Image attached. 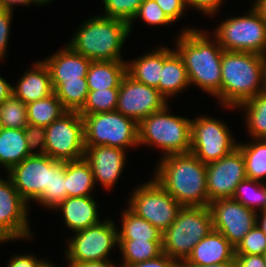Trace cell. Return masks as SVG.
Wrapping results in <instances>:
<instances>
[{
	"label": "cell",
	"instance_id": "cell-1",
	"mask_svg": "<svg viewBox=\"0 0 266 267\" xmlns=\"http://www.w3.org/2000/svg\"><path fill=\"white\" fill-rule=\"evenodd\" d=\"M180 33V34H179ZM174 47L182 58L190 85L214 96L221 106V59L224 49L208 30L184 27Z\"/></svg>",
	"mask_w": 266,
	"mask_h": 267
},
{
	"label": "cell",
	"instance_id": "cell-2",
	"mask_svg": "<svg viewBox=\"0 0 266 267\" xmlns=\"http://www.w3.org/2000/svg\"><path fill=\"white\" fill-rule=\"evenodd\" d=\"M153 178L182 206L209 205L206 164L191 152L160 158Z\"/></svg>",
	"mask_w": 266,
	"mask_h": 267
},
{
	"label": "cell",
	"instance_id": "cell-3",
	"mask_svg": "<svg viewBox=\"0 0 266 267\" xmlns=\"http://www.w3.org/2000/svg\"><path fill=\"white\" fill-rule=\"evenodd\" d=\"M266 91V56L226 51L221 59V107L236 109Z\"/></svg>",
	"mask_w": 266,
	"mask_h": 267
},
{
	"label": "cell",
	"instance_id": "cell-4",
	"mask_svg": "<svg viewBox=\"0 0 266 267\" xmlns=\"http://www.w3.org/2000/svg\"><path fill=\"white\" fill-rule=\"evenodd\" d=\"M66 43L91 61H127L122 49L130 36L129 24L103 15L86 19Z\"/></svg>",
	"mask_w": 266,
	"mask_h": 267
},
{
	"label": "cell",
	"instance_id": "cell-5",
	"mask_svg": "<svg viewBox=\"0 0 266 267\" xmlns=\"http://www.w3.org/2000/svg\"><path fill=\"white\" fill-rule=\"evenodd\" d=\"M170 105L154 112L138 123V143L160 149V158L189 153L191 149V118L170 113Z\"/></svg>",
	"mask_w": 266,
	"mask_h": 267
},
{
	"label": "cell",
	"instance_id": "cell-6",
	"mask_svg": "<svg viewBox=\"0 0 266 267\" xmlns=\"http://www.w3.org/2000/svg\"><path fill=\"white\" fill-rule=\"evenodd\" d=\"M213 230L208 206L182 207L176 220L162 234L163 253L184 263L194 246Z\"/></svg>",
	"mask_w": 266,
	"mask_h": 267
},
{
	"label": "cell",
	"instance_id": "cell-7",
	"mask_svg": "<svg viewBox=\"0 0 266 267\" xmlns=\"http://www.w3.org/2000/svg\"><path fill=\"white\" fill-rule=\"evenodd\" d=\"M212 29L211 34L224 50L266 56V23L252 5L244 15L226 18Z\"/></svg>",
	"mask_w": 266,
	"mask_h": 267
},
{
	"label": "cell",
	"instance_id": "cell-8",
	"mask_svg": "<svg viewBox=\"0 0 266 267\" xmlns=\"http://www.w3.org/2000/svg\"><path fill=\"white\" fill-rule=\"evenodd\" d=\"M85 146L106 145L128 150L138 143V123L118 111L82 116Z\"/></svg>",
	"mask_w": 266,
	"mask_h": 267
},
{
	"label": "cell",
	"instance_id": "cell-9",
	"mask_svg": "<svg viewBox=\"0 0 266 267\" xmlns=\"http://www.w3.org/2000/svg\"><path fill=\"white\" fill-rule=\"evenodd\" d=\"M136 187L126 207L163 234L176 220L182 206L153 177Z\"/></svg>",
	"mask_w": 266,
	"mask_h": 267
},
{
	"label": "cell",
	"instance_id": "cell-10",
	"mask_svg": "<svg viewBox=\"0 0 266 267\" xmlns=\"http://www.w3.org/2000/svg\"><path fill=\"white\" fill-rule=\"evenodd\" d=\"M112 218L99 224L74 232L68 238L65 249L66 262H89L110 260L111 250H117L118 227Z\"/></svg>",
	"mask_w": 266,
	"mask_h": 267
},
{
	"label": "cell",
	"instance_id": "cell-11",
	"mask_svg": "<svg viewBox=\"0 0 266 267\" xmlns=\"http://www.w3.org/2000/svg\"><path fill=\"white\" fill-rule=\"evenodd\" d=\"M236 141L224 120L205 114L191 120L190 152L206 165L232 152L238 146Z\"/></svg>",
	"mask_w": 266,
	"mask_h": 267
},
{
	"label": "cell",
	"instance_id": "cell-12",
	"mask_svg": "<svg viewBox=\"0 0 266 267\" xmlns=\"http://www.w3.org/2000/svg\"><path fill=\"white\" fill-rule=\"evenodd\" d=\"M84 122L77 111H66L46 127L45 154L56 161L84 158Z\"/></svg>",
	"mask_w": 266,
	"mask_h": 267
},
{
	"label": "cell",
	"instance_id": "cell-13",
	"mask_svg": "<svg viewBox=\"0 0 266 267\" xmlns=\"http://www.w3.org/2000/svg\"><path fill=\"white\" fill-rule=\"evenodd\" d=\"M4 178L0 177V244L32 240L34 232L29 226V204L11 179L7 175Z\"/></svg>",
	"mask_w": 266,
	"mask_h": 267
},
{
	"label": "cell",
	"instance_id": "cell-14",
	"mask_svg": "<svg viewBox=\"0 0 266 267\" xmlns=\"http://www.w3.org/2000/svg\"><path fill=\"white\" fill-rule=\"evenodd\" d=\"M168 100L158 89L138 82L127 73L119 86V95L116 111L139 123L150 114L162 110Z\"/></svg>",
	"mask_w": 266,
	"mask_h": 267
},
{
	"label": "cell",
	"instance_id": "cell-15",
	"mask_svg": "<svg viewBox=\"0 0 266 267\" xmlns=\"http://www.w3.org/2000/svg\"><path fill=\"white\" fill-rule=\"evenodd\" d=\"M208 207L213 230L220 232L234 247L257 225V213L232 198L212 201Z\"/></svg>",
	"mask_w": 266,
	"mask_h": 267
},
{
	"label": "cell",
	"instance_id": "cell-16",
	"mask_svg": "<svg viewBox=\"0 0 266 267\" xmlns=\"http://www.w3.org/2000/svg\"><path fill=\"white\" fill-rule=\"evenodd\" d=\"M209 202L232 198L237 185L246 176L245 160L237 147L225 157L206 165Z\"/></svg>",
	"mask_w": 266,
	"mask_h": 267
},
{
	"label": "cell",
	"instance_id": "cell-17",
	"mask_svg": "<svg viewBox=\"0 0 266 267\" xmlns=\"http://www.w3.org/2000/svg\"><path fill=\"white\" fill-rule=\"evenodd\" d=\"M6 174L27 203L35 201L43 192H50L51 158L30 155Z\"/></svg>",
	"mask_w": 266,
	"mask_h": 267
},
{
	"label": "cell",
	"instance_id": "cell-18",
	"mask_svg": "<svg viewBox=\"0 0 266 267\" xmlns=\"http://www.w3.org/2000/svg\"><path fill=\"white\" fill-rule=\"evenodd\" d=\"M126 150L106 145L85 146L84 158L89 163L95 185L100 183L107 191L113 189L127 164Z\"/></svg>",
	"mask_w": 266,
	"mask_h": 267
},
{
	"label": "cell",
	"instance_id": "cell-19",
	"mask_svg": "<svg viewBox=\"0 0 266 267\" xmlns=\"http://www.w3.org/2000/svg\"><path fill=\"white\" fill-rule=\"evenodd\" d=\"M235 247L218 231L212 230L193 248L184 264L203 267L223 262H235Z\"/></svg>",
	"mask_w": 266,
	"mask_h": 267
},
{
	"label": "cell",
	"instance_id": "cell-20",
	"mask_svg": "<svg viewBox=\"0 0 266 267\" xmlns=\"http://www.w3.org/2000/svg\"><path fill=\"white\" fill-rule=\"evenodd\" d=\"M98 206L93 196L67 197L54 210L60 212L64 225L74 233L102 221Z\"/></svg>",
	"mask_w": 266,
	"mask_h": 267
},
{
	"label": "cell",
	"instance_id": "cell-21",
	"mask_svg": "<svg viewBox=\"0 0 266 267\" xmlns=\"http://www.w3.org/2000/svg\"><path fill=\"white\" fill-rule=\"evenodd\" d=\"M42 60L49 68L51 80L65 81H81V78H86L92 62L67 44Z\"/></svg>",
	"mask_w": 266,
	"mask_h": 267
},
{
	"label": "cell",
	"instance_id": "cell-22",
	"mask_svg": "<svg viewBox=\"0 0 266 267\" xmlns=\"http://www.w3.org/2000/svg\"><path fill=\"white\" fill-rule=\"evenodd\" d=\"M13 85V94L23 103L28 104L43 99L53 93L51 74L43 60L33 62Z\"/></svg>",
	"mask_w": 266,
	"mask_h": 267
},
{
	"label": "cell",
	"instance_id": "cell-23",
	"mask_svg": "<svg viewBox=\"0 0 266 267\" xmlns=\"http://www.w3.org/2000/svg\"><path fill=\"white\" fill-rule=\"evenodd\" d=\"M188 87L191 85L182 58L174 48L163 45V67L158 91L166 100H172V97L188 90Z\"/></svg>",
	"mask_w": 266,
	"mask_h": 267
},
{
	"label": "cell",
	"instance_id": "cell-24",
	"mask_svg": "<svg viewBox=\"0 0 266 267\" xmlns=\"http://www.w3.org/2000/svg\"><path fill=\"white\" fill-rule=\"evenodd\" d=\"M151 50L126 61V73L134 80L157 89L163 67V46Z\"/></svg>",
	"mask_w": 266,
	"mask_h": 267
},
{
	"label": "cell",
	"instance_id": "cell-25",
	"mask_svg": "<svg viewBox=\"0 0 266 267\" xmlns=\"http://www.w3.org/2000/svg\"><path fill=\"white\" fill-rule=\"evenodd\" d=\"M30 156L25 130L4 128L0 132V167L7 173L12 167Z\"/></svg>",
	"mask_w": 266,
	"mask_h": 267
},
{
	"label": "cell",
	"instance_id": "cell-26",
	"mask_svg": "<svg viewBox=\"0 0 266 267\" xmlns=\"http://www.w3.org/2000/svg\"><path fill=\"white\" fill-rule=\"evenodd\" d=\"M126 61H92L86 75L89 91L119 88Z\"/></svg>",
	"mask_w": 266,
	"mask_h": 267
},
{
	"label": "cell",
	"instance_id": "cell-27",
	"mask_svg": "<svg viewBox=\"0 0 266 267\" xmlns=\"http://www.w3.org/2000/svg\"><path fill=\"white\" fill-rule=\"evenodd\" d=\"M97 187L94 175L85 158L66 162V189L68 197L92 196Z\"/></svg>",
	"mask_w": 266,
	"mask_h": 267
},
{
	"label": "cell",
	"instance_id": "cell-28",
	"mask_svg": "<svg viewBox=\"0 0 266 267\" xmlns=\"http://www.w3.org/2000/svg\"><path fill=\"white\" fill-rule=\"evenodd\" d=\"M244 112L247 134L253 139H266V91L240 104Z\"/></svg>",
	"mask_w": 266,
	"mask_h": 267
},
{
	"label": "cell",
	"instance_id": "cell-29",
	"mask_svg": "<svg viewBox=\"0 0 266 267\" xmlns=\"http://www.w3.org/2000/svg\"><path fill=\"white\" fill-rule=\"evenodd\" d=\"M118 247L122 256L121 267L155 259L161 254L162 240H118Z\"/></svg>",
	"mask_w": 266,
	"mask_h": 267
},
{
	"label": "cell",
	"instance_id": "cell-30",
	"mask_svg": "<svg viewBox=\"0 0 266 267\" xmlns=\"http://www.w3.org/2000/svg\"><path fill=\"white\" fill-rule=\"evenodd\" d=\"M118 240H162V233L127 207L121 211ZM120 230V231H119Z\"/></svg>",
	"mask_w": 266,
	"mask_h": 267
},
{
	"label": "cell",
	"instance_id": "cell-31",
	"mask_svg": "<svg viewBox=\"0 0 266 267\" xmlns=\"http://www.w3.org/2000/svg\"><path fill=\"white\" fill-rule=\"evenodd\" d=\"M252 142H238V148L245 160L248 179L266 183V139H253Z\"/></svg>",
	"mask_w": 266,
	"mask_h": 267
},
{
	"label": "cell",
	"instance_id": "cell-32",
	"mask_svg": "<svg viewBox=\"0 0 266 267\" xmlns=\"http://www.w3.org/2000/svg\"><path fill=\"white\" fill-rule=\"evenodd\" d=\"M51 84L66 111L79 112L83 108L89 92L86 78L81 81L51 80Z\"/></svg>",
	"mask_w": 266,
	"mask_h": 267
},
{
	"label": "cell",
	"instance_id": "cell-33",
	"mask_svg": "<svg viewBox=\"0 0 266 267\" xmlns=\"http://www.w3.org/2000/svg\"><path fill=\"white\" fill-rule=\"evenodd\" d=\"M67 197L66 162L51 158L50 192H43L34 202L53 211Z\"/></svg>",
	"mask_w": 266,
	"mask_h": 267
},
{
	"label": "cell",
	"instance_id": "cell-34",
	"mask_svg": "<svg viewBox=\"0 0 266 267\" xmlns=\"http://www.w3.org/2000/svg\"><path fill=\"white\" fill-rule=\"evenodd\" d=\"M26 107L28 124L45 128L66 112L55 92L43 99L26 104Z\"/></svg>",
	"mask_w": 266,
	"mask_h": 267
},
{
	"label": "cell",
	"instance_id": "cell-35",
	"mask_svg": "<svg viewBox=\"0 0 266 267\" xmlns=\"http://www.w3.org/2000/svg\"><path fill=\"white\" fill-rule=\"evenodd\" d=\"M232 199L256 213L261 212L266 205V183L246 178L237 185Z\"/></svg>",
	"mask_w": 266,
	"mask_h": 267
},
{
	"label": "cell",
	"instance_id": "cell-36",
	"mask_svg": "<svg viewBox=\"0 0 266 267\" xmlns=\"http://www.w3.org/2000/svg\"><path fill=\"white\" fill-rule=\"evenodd\" d=\"M119 88L89 91L83 108L79 111L81 116L116 111Z\"/></svg>",
	"mask_w": 266,
	"mask_h": 267
},
{
	"label": "cell",
	"instance_id": "cell-37",
	"mask_svg": "<svg viewBox=\"0 0 266 267\" xmlns=\"http://www.w3.org/2000/svg\"><path fill=\"white\" fill-rule=\"evenodd\" d=\"M0 120L4 128L23 129L28 124L26 104L12 94L0 104Z\"/></svg>",
	"mask_w": 266,
	"mask_h": 267
},
{
	"label": "cell",
	"instance_id": "cell-38",
	"mask_svg": "<svg viewBox=\"0 0 266 267\" xmlns=\"http://www.w3.org/2000/svg\"><path fill=\"white\" fill-rule=\"evenodd\" d=\"M144 0H102L103 14L100 15L126 21L128 24L138 12Z\"/></svg>",
	"mask_w": 266,
	"mask_h": 267
},
{
	"label": "cell",
	"instance_id": "cell-39",
	"mask_svg": "<svg viewBox=\"0 0 266 267\" xmlns=\"http://www.w3.org/2000/svg\"><path fill=\"white\" fill-rule=\"evenodd\" d=\"M141 19L142 22L148 24L149 26H160L164 27L165 25L172 24L173 22L165 15L160 6L154 0H144L143 3L139 6L138 12L133 18V20L129 23L130 33L134 20Z\"/></svg>",
	"mask_w": 266,
	"mask_h": 267
},
{
	"label": "cell",
	"instance_id": "cell-40",
	"mask_svg": "<svg viewBox=\"0 0 266 267\" xmlns=\"http://www.w3.org/2000/svg\"><path fill=\"white\" fill-rule=\"evenodd\" d=\"M266 252V234L256 225L235 247V254L264 255Z\"/></svg>",
	"mask_w": 266,
	"mask_h": 267
},
{
	"label": "cell",
	"instance_id": "cell-41",
	"mask_svg": "<svg viewBox=\"0 0 266 267\" xmlns=\"http://www.w3.org/2000/svg\"><path fill=\"white\" fill-rule=\"evenodd\" d=\"M24 130L30 155H45L46 128L34 124H27Z\"/></svg>",
	"mask_w": 266,
	"mask_h": 267
},
{
	"label": "cell",
	"instance_id": "cell-42",
	"mask_svg": "<svg viewBox=\"0 0 266 267\" xmlns=\"http://www.w3.org/2000/svg\"><path fill=\"white\" fill-rule=\"evenodd\" d=\"M13 13L11 10L0 9V60L7 56Z\"/></svg>",
	"mask_w": 266,
	"mask_h": 267
},
{
	"label": "cell",
	"instance_id": "cell-43",
	"mask_svg": "<svg viewBox=\"0 0 266 267\" xmlns=\"http://www.w3.org/2000/svg\"><path fill=\"white\" fill-rule=\"evenodd\" d=\"M165 13V15L174 23L180 18H185L187 6L185 0H154Z\"/></svg>",
	"mask_w": 266,
	"mask_h": 267
},
{
	"label": "cell",
	"instance_id": "cell-44",
	"mask_svg": "<svg viewBox=\"0 0 266 267\" xmlns=\"http://www.w3.org/2000/svg\"><path fill=\"white\" fill-rule=\"evenodd\" d=\"M185 3L188 9L195 8L204 16L214 17L220 11L225 0H185Z\"/></svg>",
	"mask_w": 266,
	"mask_h": 267
},
{
	"label": "cell",
	"instance_id": "cell-45",
	"mask_svg": "<svg viewBox=\"0 0 266 267\" xmlns=\"http://www.w3.org/2000/svg\"><path fill=\"white\" fill-rule=\"evenodd\" d=\"M46 261L45 258H39L33 253H19L12 255L5 267H42Z\"/></svg>",
	"mask_w": 266,
	"mask_h": 267
},
{
	"label": "cell",
	"instance_id": "cell-46",
	"mask_svg": "<svg viewBox=\"0 0 266 267\" xmlns=\"http://www.w3.org/2000/svg\"><path fill=\"white\" fill-rule=\"evenodd\" d=\"M179 264L178 261L163 253L155 259L138 262L128 267H178Z\"/></svg>",
	"mask_w": 266,
	"mask_h": 267
},
{
	"label": "cell",
	"instance_id": "cell-47",
	"mask_svg": "<svg viewBox=\"0 0 266 267\" xmlns=\"http://www.w3.org/2000/svg\"><path fill=\"white\" fill-rule=\"evenodd\" d=\"M236 267H266L264 255L235 254Z\"/></svg>",
	"mask_w": 266,
	"mask_h": 267
},
{
	"label": "cell",
	"instance_id": "cell-48",
	"mask_svg": "<svg viewBox=\"0 0 266 267\" xmlns=\"http://www.w3.org/2000/svg\"><path fill=\"white\" fill-rule=\"evenodd\" d=\"M32 4L43 6L47 4L45 0H0V9L11 10L14 12L15 6H30Z\"/></svg>",
	"mask_w": 266,
	"mask_h": 267
},
{
	"label": "cell",
	"instance_id": "cell-49",
	"mask_svg": "<svg viewBox=\"0 0 266 267\" xmlns=\"http://www.w3.org/2000/svg\"><path fill=\"white\" fill-rule=\"evenodd\" d=\"M67 267H121L118 263L116 265L113 261L104 260V261H89V262H67Z\"/></svg>",
	"mask_w": 266,
	"mask_h": 267
},
{
	"label": "cell",
	"instance_id": "cell-50",
	"mask_svg": "<svg viewBox=\"0 0 266 267\" xmlns=\"http://www.w3.org/2000/svg\"><path fill=\"white\" fill-rule=\"evenodd\" d=\"M13 94V84L0 75V104Z\"/></svg>",
	"mask_w": 266,
	"mask_h": 267
},
{
	"label": "cell",
	"instance_id": "cell-51",
	"mask_svg": "<svg viewBox=\"0 0 266 267\" xmlns=\"http://www.w3.org/2000/svg\"><path fill=\"white\" fill-rule=\"evenodd\" d=\"M252 7L260 14L266 23V0H253Z\"/></svg>",
	"mask_w": 266,
	"mask_h": 267
},
{
	"label": "cell",
	"instance_id": "cell-52",
	"mask_svg": "<svg viewBox=\"0 0 266 267\" xmlns=\"http://www.w3.org/2000/svg\"><path fill=\"white\" fill-rule=\"evenodd\" d=\"M257 225L266 234V211L257 213Z\"/></svg>",
	"mask_w": 266,
	"mask_h": 267
},
{
	"label": "cell",
	"instance_id": "cell-53",
	"mask_svg": "<svg viewBox=\"0 0 266 267\" xmlns=\"http://www.w3.org/2000/svg\"><path fill=\"white\" fill-rule=\"evenodd\" d=\"M203 267H236L235 262H223L219 264H212L208 266H203Z\"/></svg>",
	"mask_w": 266,
	"mask_h": 267
},
{
	"label": "cell",
	"instance_id": "cell-54",
	"mask_svg": "<svg viewBox=\"0 0 266 267\" xmlns=\"http://www.w3.org/2000/svg\"><path fill=\"white\" fill-rule=\"evenodd\" d=\"M42 267H59V266L48 260L43 264Z\"/></svg>",
	"mask_w": 266,
	"mask_h": 267
},
{
	"label": "cell",
	"instance_id": "cell-55",
	"mask_svg": "<svg viewBox=\"0 0 266 267\" xmlns=\"http://www.w3.org/2000/svg\"><path fill=\"white\" fill-rule=\"evenodd\" d=\"M178 267H189V266H187V265L184 264V263H180Z\"/></svg>",
	"mask_w": 266,
	"mask_h": 267
},
{
	"label": "cell",
	"instance_id": "cell-56",
	"mask_svg": "<svg viewBox=\"0 0 266 267\" xmlns=\"http://www.w3.org/2000/svg\"><path fill=\"white\" fill-rule=\"evenodd\" d=\"M45 2L50 4V2H53V0H45Z\"/></svg>",
	"mask_w": 266,
	"mask_h": 267
},
{
	"label": "cell",
	"instance_id": "cell-57",
	"mask_svg": "<svg viewBox=\"0 0 266 267\" xmlns=\"http://www.w3.org/2000/svg\"><path fill=\"white\" fill-rule=\"evenodd\" d=\"M1 129H2V125H1V120H0V132H1Z\"/></svg>",
	"mask_w": 266,
	"mask_h": 267
}]
</instances>
